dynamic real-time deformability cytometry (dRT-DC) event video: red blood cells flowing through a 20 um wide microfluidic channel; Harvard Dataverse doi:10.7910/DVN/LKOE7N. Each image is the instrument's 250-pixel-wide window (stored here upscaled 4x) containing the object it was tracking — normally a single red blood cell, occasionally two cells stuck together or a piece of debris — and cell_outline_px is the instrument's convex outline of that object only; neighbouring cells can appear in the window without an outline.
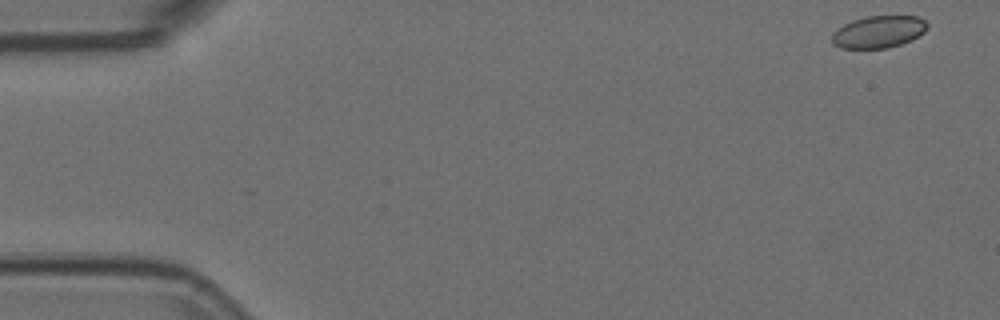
{"species": "Egyptian fruit bat (a non-hibernating species)", "species_latin": "Rousettus aegyptiacus", "temperature_condition": "room temperature", "stored_images_in_passage": 50, "camera_frame_rate_fps": 3000, "um_per_image_px": 0.085, "animal": {"sex": "female"}, "frame": {"image": 1, "passage_image": 1, "time_ms": 0.0, "image_size_px": [1000, 320], "cell_outline_px": [[928, 28], [924, 32], [912, 40], [900, 44], [884, 48], [840, 48], [832, 44], [832, 32], [844, 24], [852, 20], [864, 16], [916, 16], [924, 20], [928, 24]], "centroid_in_image_um": [74.66, 2.7], "position_along_channel_um": 10.3, "area_um2": 17.92}}
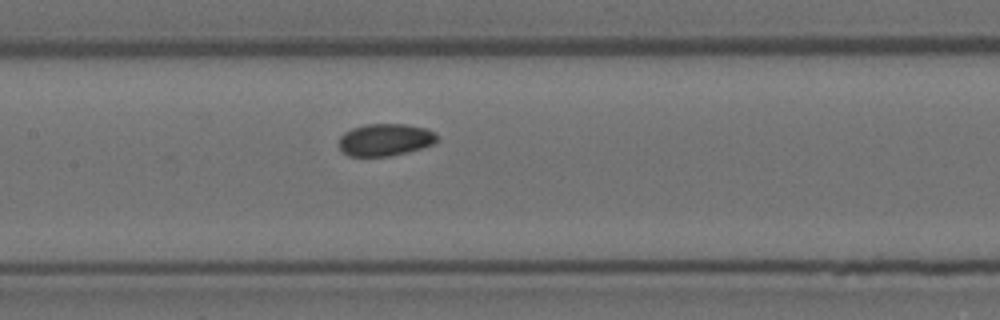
{"frame": {"image": 2, "passage_image": 25, "time_ms": 8.0, "image_size_px": [1000, 320], "cell_outline_px": [[440, 140], [432, 144], [408, 152], [388, 156], [348, 156], [340, 148], [340, 136], [344, 132], [352, 128], [364, 124], [408, 124], [428, 128], [436, 132]], "centroid_in_image_um": [32.78, 11.86], "position_along_channel_um": 174.6, "area_um2": 18.61}}
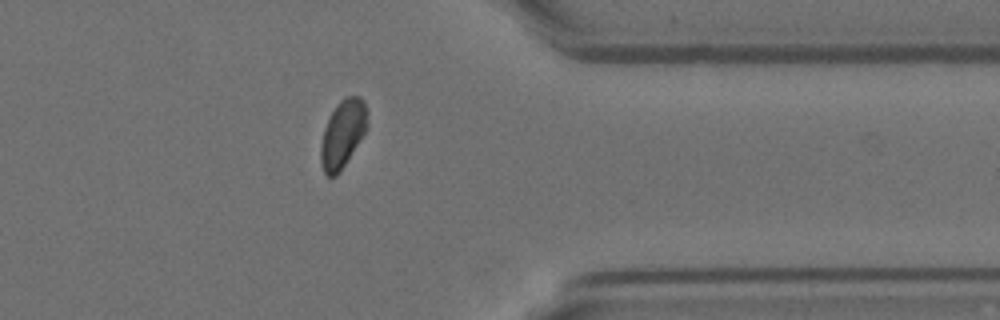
{"frame": {"image": 3, "passage_image": 43, "time_ms": 14.0, "image_size_px": [1000, 320], "cell_outline_px": [[368, 128], [340, 172], [336, 176], [328, 176], [324, 172], [320, 160], [320, 148], [324, 128], [336, 104], [344, 96], [360, 96], [364, 100], [368, 124]], "centroid_in_image_um": [29.14, 11.36], "position_along_channel_um": 382.3, "area_um2": 18.38}, "authors_computed_cell_mechanics": {"area_um2": 18.8139, "velocity_mm_per_s": 3.6644, "shape_relaxation_time_tau1_ms": 4.4358, "shape_relaxation_time_tau2_ms": 1.7832, "deformation_change_tau1": 0.08, "deformation_change_tau2": 0.0405}}